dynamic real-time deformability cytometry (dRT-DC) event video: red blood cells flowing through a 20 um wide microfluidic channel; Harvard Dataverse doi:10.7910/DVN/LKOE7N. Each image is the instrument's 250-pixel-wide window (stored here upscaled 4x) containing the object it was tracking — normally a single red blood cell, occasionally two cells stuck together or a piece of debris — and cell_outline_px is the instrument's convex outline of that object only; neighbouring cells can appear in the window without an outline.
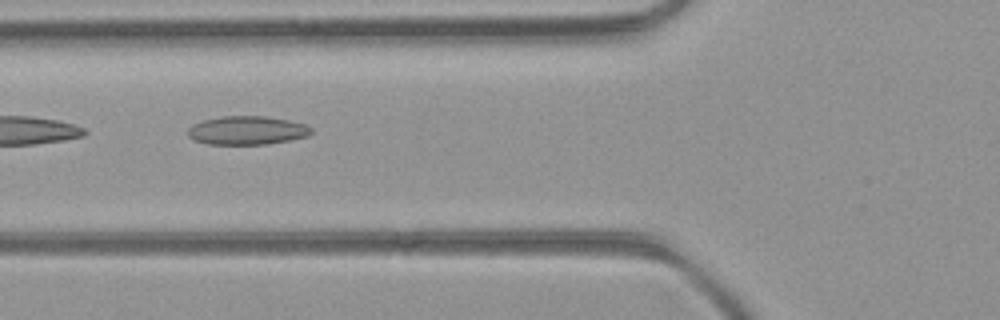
{"species": "common noctule bat (a hibernating species)", "species_latin": "Nyctalus noctula", "temperature_condition": "room temperature", "stored_images_in_passage": 14, "camera_frame_rate_fps": 3000, "um_per_image_px": 0.085, "animal": {"sex": "female", "body_mass_g": 21.9}, "frame": {"image": 1, "passage_image": 3, "time_ms": 0.667, "image_size_px": [1000, 320], "cell_outline_px": [[312, 132], [308, 136], [268, 144], [208, 144], [192, 140], [188, 136], [188, 128], [192, 124], [204, 120], [224, 116], [268, 116], [288, 120], [304, 124], [312, 128]], "centroid_in_image_um": [20.98, 11.08], "position_along_channel_um": 104.8, "area_um2": 20.58}}
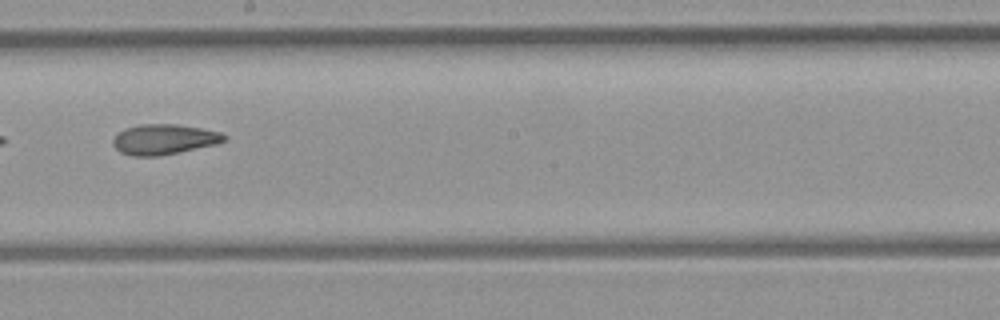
{"frame": {"image": 2, "passage_image": 12, "time_ms": 3.667, "image_size_px": [1000, 320], "cell_outline_px": [[228, 136], [224, 140], [216, 144], [156, 156], [136, 156], [120, 152], [112, 144], [112, 140], [124, 128], [140, 124], [176, 124], [200, 128], [220, 132]], "centroid_in_image_um": [13.92, 11.83], "position_along_channel_um": 234.3, "area_um2": 19.31}}